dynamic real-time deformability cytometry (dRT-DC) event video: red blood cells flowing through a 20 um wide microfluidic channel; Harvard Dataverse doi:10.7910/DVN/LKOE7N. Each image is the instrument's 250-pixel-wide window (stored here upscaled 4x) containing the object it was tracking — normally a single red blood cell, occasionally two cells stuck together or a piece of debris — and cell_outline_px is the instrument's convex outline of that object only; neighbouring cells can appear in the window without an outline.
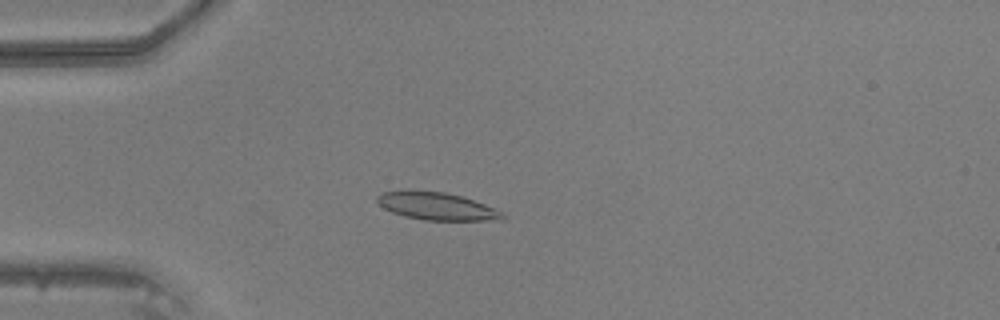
{"species": "common noctule bat (a hibernating species)", "species_latin": "Nyctalus noctula", "temperature_condition": "warm", "stored_images_in_passage": 48, "camera_frame_rate_fps": 3000, "um_per_image_px": 0.085, "animal": {"sex": "male", "body_mass_g": 20.5, "forearm_length_mm": 52.5}, "frame": {"image": 1, "passage_image": 14, "time_ms": 4.333, "image_size_px": [1000, 320], "cell_outline_px": [[508, 216], [500, 220], [424, 220], [404, 216], [392, 212], [384, 208], [376, 200], [376, 196], [380, 192], [444, 192], [464, 196], [496, 208], [504, 212]], "centroid_in_image_um": [37.22, 17.55], "position_along_channel_um": 47.8, "area_um2": 19.94}}
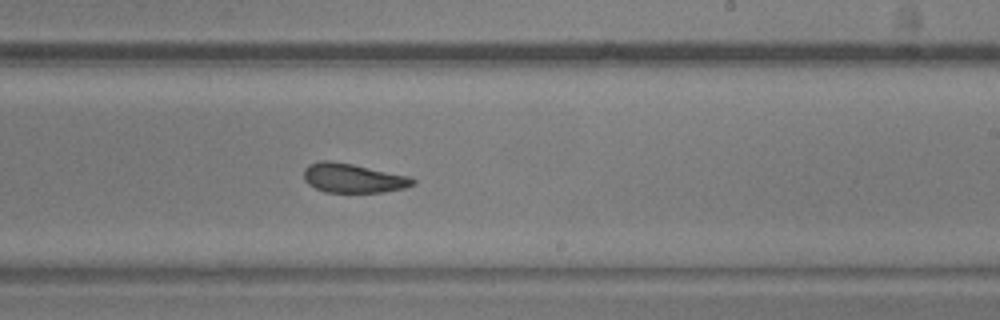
{"frame": {"image": 2, "passage_image": 30, "time_ms": 9.667, "image_size_px": [1000, 320], "cell_outline_px": [[416, 184], [404, 188], [384, 192], [324, 192], [308, 184], [304, 180], [304, 168], [308, 164], [320, 160], [328, 160], [352, 164], [412, 176], [416, 180]], "centroid_in_image_um": [30.03, 15.13], "position_along_channel_um": 259.0, "area_um2": 18.79}}
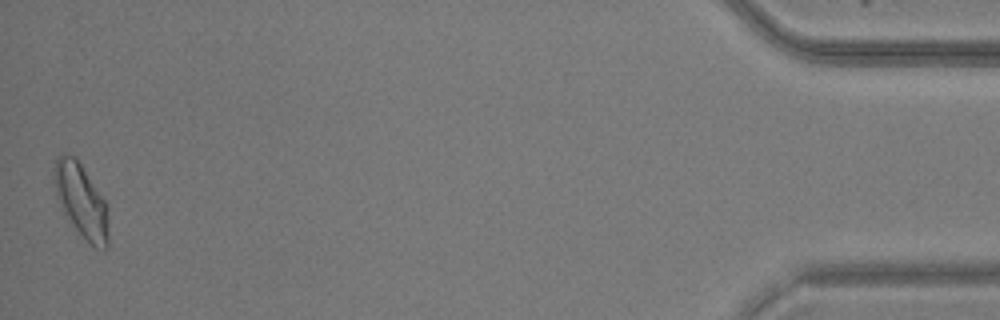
{"frame": {"image": 3, "passage_image": 48, "time_ms": 15.667, "image_size_px": [1000, 320], "cell_outline_px": [[108, 248], [96, 248], [72, 224], [64, 212], [56, 196], [52, 172], [56, 156], [64, 152], [76, 156], [104, 200], [108, 216]], "centroid_in_image_um": [6.87, 16.97], "position_along_channel_um": 428.3, "area_um2": 23.12}}